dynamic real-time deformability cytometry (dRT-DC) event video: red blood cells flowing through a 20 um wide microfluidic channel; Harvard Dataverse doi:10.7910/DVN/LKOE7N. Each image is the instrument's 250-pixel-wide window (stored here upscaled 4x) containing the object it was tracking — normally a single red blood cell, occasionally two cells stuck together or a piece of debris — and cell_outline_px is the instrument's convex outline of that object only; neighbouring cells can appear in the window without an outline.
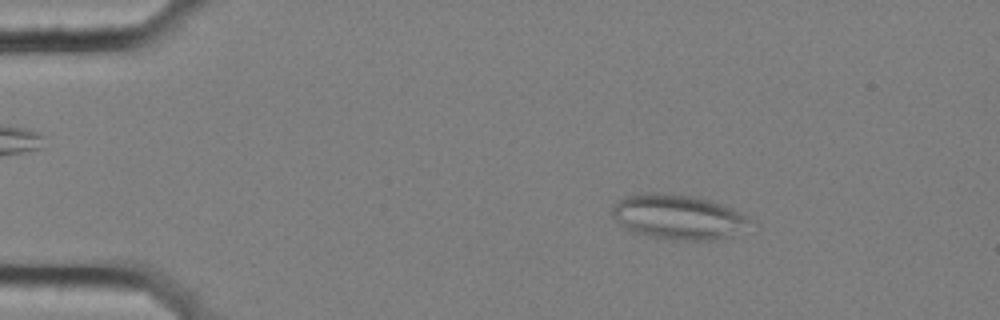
{"species": "common noctule bat (a hibernating species)", "species_latin": "Nyctalus noctula", "temperature_condition": "cold", "stored_images_in_passage": 49, "camera_frame_rate_fps": 3000, "um_per_image_px": 0.085, "animal": {"sex": "female", "body_mass_g": 25.1}, "frame": {"image": 1, "passage_image": 2, "time_ms": 0.333, "image_size_px": [1000, 320], "cell_outline_px": [[748, 216], [728, 236], [716, 240], [676, 240], [648, 236], [632, 232], [620, 224], [612, 216], [612, 204], [628, 196], [644, 192], [656, 192], [692, 196], [724, 204]], "centroid_in_image_um": [57.49, 18.42], "position_along_channel_um": 27.5, "area_um2": 35.03}}
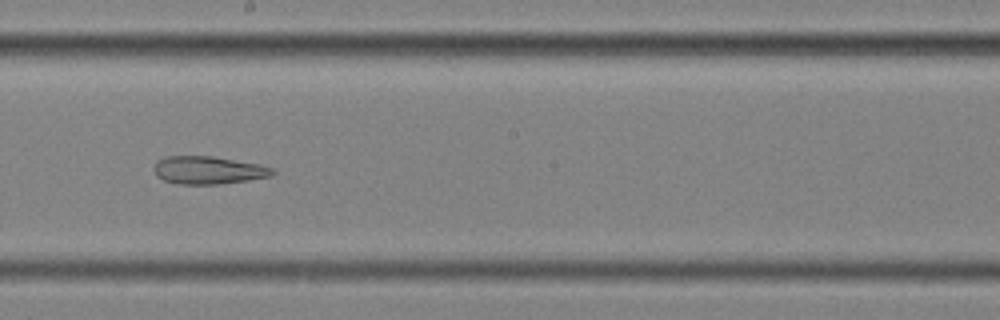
{"frame": {"image": 2, "passage_image": 25, "time_ms": 8.0, "image_size_px": [1000, 320], "cell_outline_px": [[276, 172], [272, 176], [248, 180], [220, 184], [176, 184], [164, 180], [156, 176], [152, 168], [156, 160], [164, 156], [212, 156], [260, 164], [272, 168]], "centroid_in_image_um": [17.67, 14.46], "position_along_channel_um": 230.5, "area_um2": 19.48}}
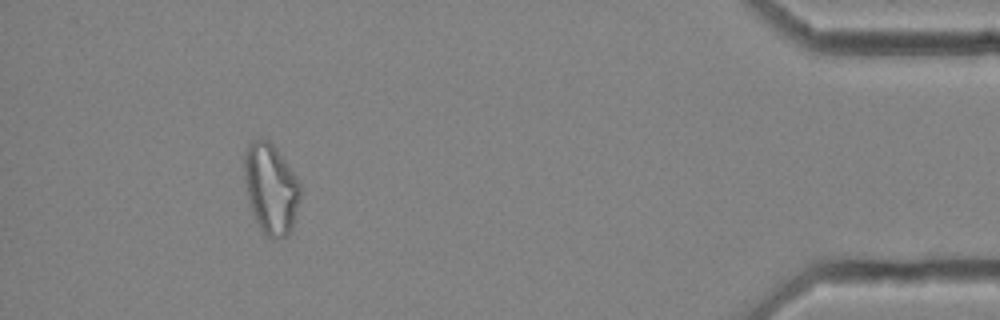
{"frame": {"image": 3, "passage_image": 45, "time_ms": 14.667, "image_size_px": [1000, 320], "cell_outline_px": [[300, 200], [288, 236], [280, 240], [264, 236], [252, 212], [244, 180], [244, 156], [252, 140], [260, 136], [268, 140], [276, 148], [296, 176], [300, 184]], "centroid_in_image_um": [23.02, 16.04], "position_along_channel_um": 412.2, "area_um2": 29.48}, "authors_computed_cell_mechanics": {"area_um2": 25.8366, "velocity_mm_per_s": 3.554, "shape_relaxation_time_tau1_ms": null, "shape_relaxation_time_tau2_ms": 3.7526, "deformation_change_tau1": null, "deformation_change_tau2": 0.1385}}